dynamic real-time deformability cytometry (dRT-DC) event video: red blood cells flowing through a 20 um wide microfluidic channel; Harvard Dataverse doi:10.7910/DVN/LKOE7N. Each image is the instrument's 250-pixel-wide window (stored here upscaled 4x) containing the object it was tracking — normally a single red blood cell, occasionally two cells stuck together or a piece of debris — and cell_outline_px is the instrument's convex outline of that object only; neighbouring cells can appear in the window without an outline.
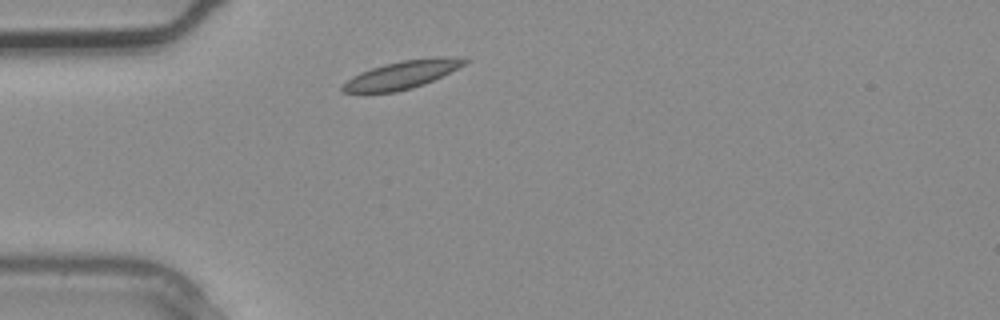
{"species": "common noctule bat (a hibernating species)", "species_latin": "Nyctalus noctula", "temperature_condition": "warm", "stored_images_in_passage": 1, "camera_frame_rate_fps": 3000, "um_per_image_px": 0.085, "animal": {"sex": "male", "body_mass_g": 20.4}, "frame": {"image": 1, "passage_image": 1, "time_ms": 0.0, "image_size_px": [1000, 320], "cell_outline_px": [[472, 60], [424, 84], [412, 88], [396, 92], [344, 92], [340, 88], [352, 76], [360, 72], [384, 64], [404, 60], [432, 56], [444, 56]], "centroid_in_image_um": [34.16, 6.34], "position_along_channel_um": 50.8, "area_um2": 19.54}}